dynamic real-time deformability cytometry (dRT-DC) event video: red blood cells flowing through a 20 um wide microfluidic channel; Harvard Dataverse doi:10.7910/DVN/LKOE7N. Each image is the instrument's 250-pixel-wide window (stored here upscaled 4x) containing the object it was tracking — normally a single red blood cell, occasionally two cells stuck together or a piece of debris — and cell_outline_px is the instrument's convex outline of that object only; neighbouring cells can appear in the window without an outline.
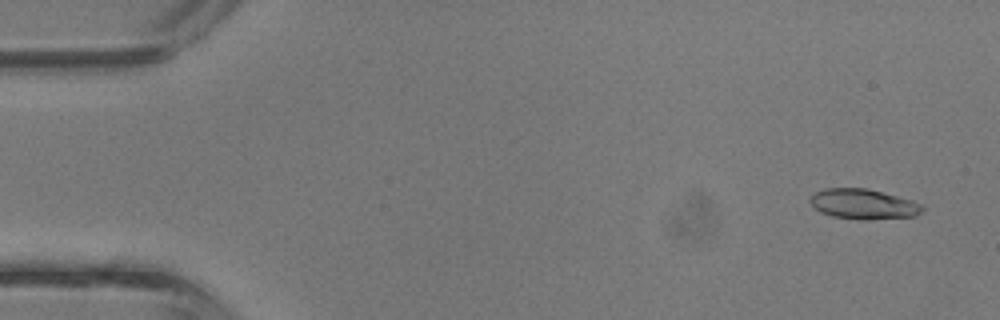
{"species": "common noctule bat (a hibernating species)", "species_latin": "Nyctalus noctula", "temperature_condition": "room temperature", "stored_images_in_passage": 3, "camera_frame_rate_fps": 3000, "um_per_image_px": 0.085, "animal": {"sex": "male", "body_mass_g": 13.3}, "frame": {"image": 1, "passage_image": 1, "time_ms": 0.0, "image_size_px": [1000, 320], "cell_outline_px": [[924, 212], [912, 216], [868, 220], [864, 220], [832, 216], [820, 212], [808, 200], [816, 192], [824, 188], [868, 188], [896, 196], [920, 204], [924, 208]], "centroid_in_image_um": [73.36, 17.35], "position_along_channel_um": 11.6, "area_um2": 19.48}}
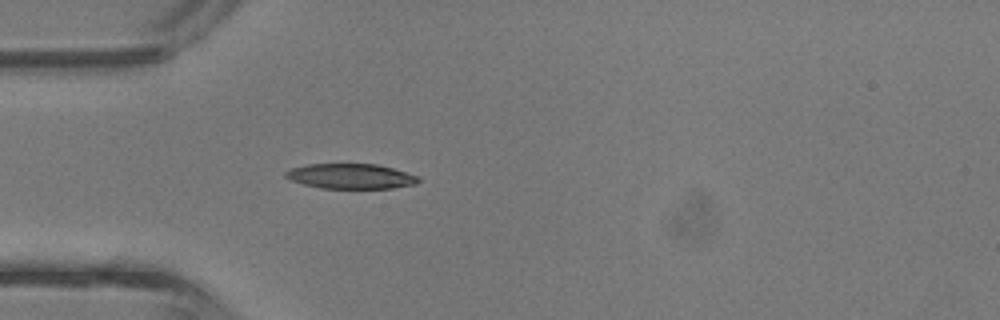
{"frame": {"image": 2, "passage_image": 3, "time_ms": 0.667, "image_size_px": [1000, 320], "cell_outline_px": [[420, 180], [416, 184], [392, 188], [320, 188], [304, 184], [292, 180], [284, 176], [284, 172], [292, 168], [308, 164], [376, 164], [392, 168], [416, 176]], "centroid_in_image_um": [29.79, 14.98], "position_along_channel_um": 55.2, "area_um2": 19.13}}